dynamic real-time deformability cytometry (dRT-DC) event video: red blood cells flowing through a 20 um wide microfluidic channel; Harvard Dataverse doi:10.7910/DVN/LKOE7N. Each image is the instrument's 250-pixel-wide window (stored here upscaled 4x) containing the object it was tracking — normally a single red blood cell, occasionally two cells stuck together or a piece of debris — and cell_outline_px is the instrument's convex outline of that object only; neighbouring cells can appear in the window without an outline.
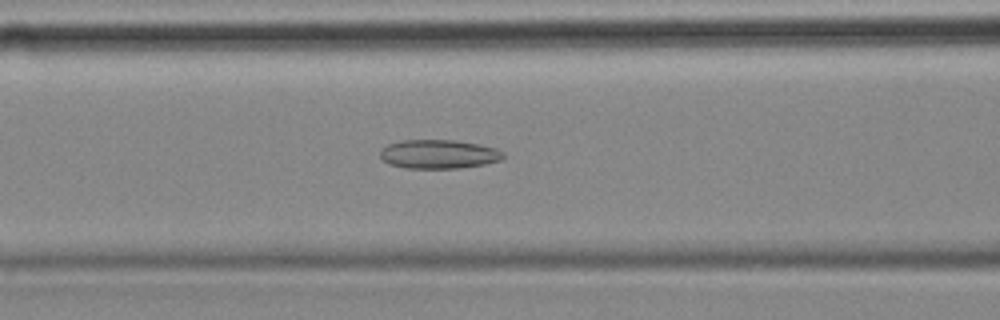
{"species": "common noctule bat (a hibernating species)", "species_latin": "Nyctalus noctula", "temperature_condition": "cold", "stored_images_in_passage": 55, "camera_frame_rate_fps": 3000, "um_per_image_px": 0.085, "animal": {"sex": "female", "body_mass_g": 18.4}, "frame": {"image": 1, "passage_image": 20, "time_ms": 6.333, "image_size_px": [1000, 320], "cell_outline_px": [[504, 156], [500, 160], [484, 164], [460, 168], [404, 168], [388, 164], [380, 156], [380, 152], [388, 144], [404, 140], [452, 140], [476, 144], [496, 148], [504, 152]], "centroid_in_image_um": [37.28, 13.11], "position_along_channel_um": 129.3, "area_um2": 20.58}}
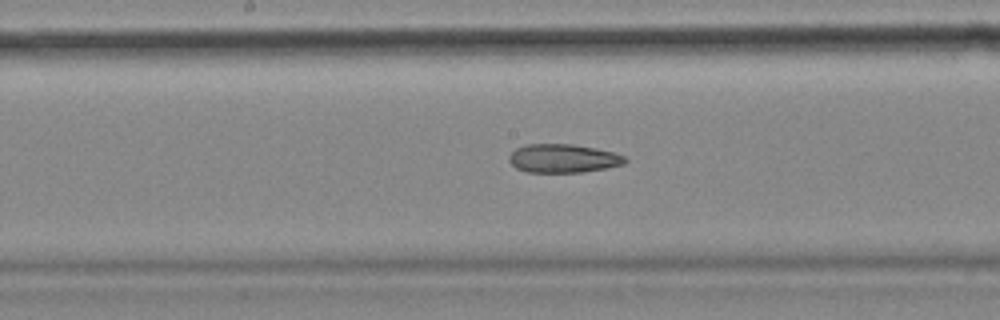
{"frame": {"image": 2, "passage_image": 26, "time_ms": 8.333, "image_size_px": [1000, 320], "cell_outline_px": [[628, 160], [624, 164], [608, 168], [580, 172], [528, 172], [516, 168], [508, 160], [508, 156], [516, 148], [528, 144], [572, 144], [596, 148], [612, 152], [624, 156]], "centroid_in_image_um": [47.87, 13.46], "position_along_channel_um": 200.3, "area_um2": 19.31}}
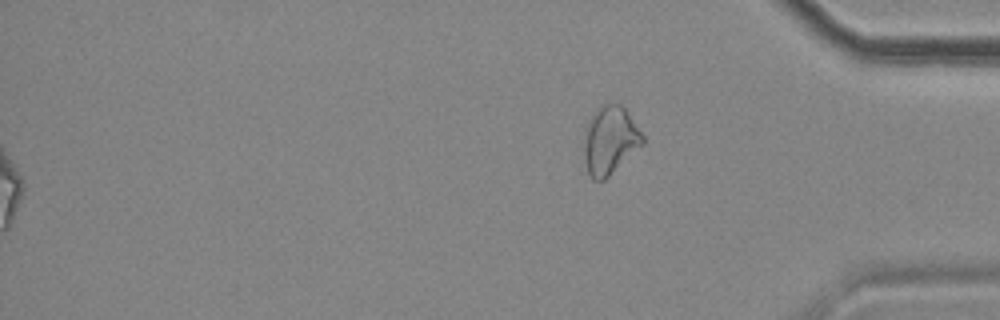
{"frame": {"image": 3, "passage_image": 55, "time_ms": 18.0, "image_size_px": [1000, 320], "cell_outline_px": [[644, 144], [604, 180], [592, 180], [588, 172], [584, 152], [584, 128], [588, 120], [604, 104], [620, 104], [624, 108], [644, 136]], "centroid_in_image_um": [51.85, 11.94], "position_along_channel_um": 383.4, "area_um2": 22.95}, "authors_computed_cell_mechanics": {"area_um2": 21.7328, "velocity_mm_per_s": 3.5561, "shape_relaxation_time_tau1_ms": null, "shape_relaxation_time_tau2_ms": 8.3849, "deformation_change_tau1": null, "deformation_change_tau2": 0.1841}}